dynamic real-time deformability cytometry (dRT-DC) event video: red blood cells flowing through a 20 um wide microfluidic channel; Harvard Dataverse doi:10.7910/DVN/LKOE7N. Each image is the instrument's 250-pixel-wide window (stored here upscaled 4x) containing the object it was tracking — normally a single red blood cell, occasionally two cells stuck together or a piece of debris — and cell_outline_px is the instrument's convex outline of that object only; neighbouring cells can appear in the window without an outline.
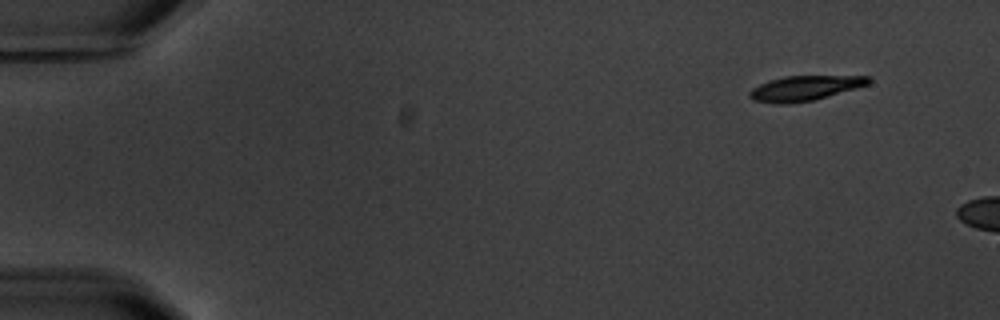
{"species": "common noctule bat (a hibernating species)", "species_latin": "Nyctalus noctula", "temperature_condition": "warm", "stored_images_in_passage": 3, "camera_frame_rate_fps": 3000, "um_per_image_px": 0.085, "animal": {"sex": "male", "body_mass_g": 20.1, "forearm_length_mm": 53.5}, "frame": {"image": 1, "passage_image": 1, "time_ms": 0.0, "image_size_px": [1000, 320], "cell_outline_px": [[872, 80], [868, 84], [856, 88], [812, 100], [788, 104], [776, 104], [752, 100], [748, 96], [748, 92], [752, 88], [768, 80], [784, 76], [872, 76]], "centroid_in_image_um": [68.36, 7.49], "position_along_channel_um": 16.6, "area_um2": 17.28}}